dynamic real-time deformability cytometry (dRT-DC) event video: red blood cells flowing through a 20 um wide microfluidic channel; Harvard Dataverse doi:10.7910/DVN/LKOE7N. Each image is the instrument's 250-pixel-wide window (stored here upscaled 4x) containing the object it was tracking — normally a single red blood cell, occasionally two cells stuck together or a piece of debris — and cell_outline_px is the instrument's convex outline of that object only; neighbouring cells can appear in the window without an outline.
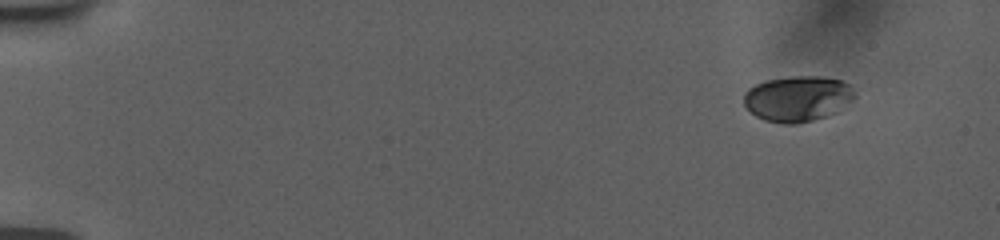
{"species": "human", "species_latin": "Homo sapiens", "temperature_condition": "room temperature", "stored_images_in_passage": 16, "camera_frame_rate_fps": 3000, "um_per_image_px": 0.085, "donor": {"sex": "female"}, "frame": {"image": 1, "passage_image": 1, "time_ms": 0.0, "image_size_px": [1000, 240], "cell_outline_px": [[856, 96], [852, 100], [836, 112], [812, 120], [796, 124], [784, 124], [764, 120], [756, 116], [744, 104], [744, 92], [748, 88], [756, 84], [768, 80], [792, 76], [824, 76], [840, 80], [848, 84]], "centroid_in_image_um": [67.78, 8.38], "position_along_channel_um": 17.2, "area_um2": 29.3}}